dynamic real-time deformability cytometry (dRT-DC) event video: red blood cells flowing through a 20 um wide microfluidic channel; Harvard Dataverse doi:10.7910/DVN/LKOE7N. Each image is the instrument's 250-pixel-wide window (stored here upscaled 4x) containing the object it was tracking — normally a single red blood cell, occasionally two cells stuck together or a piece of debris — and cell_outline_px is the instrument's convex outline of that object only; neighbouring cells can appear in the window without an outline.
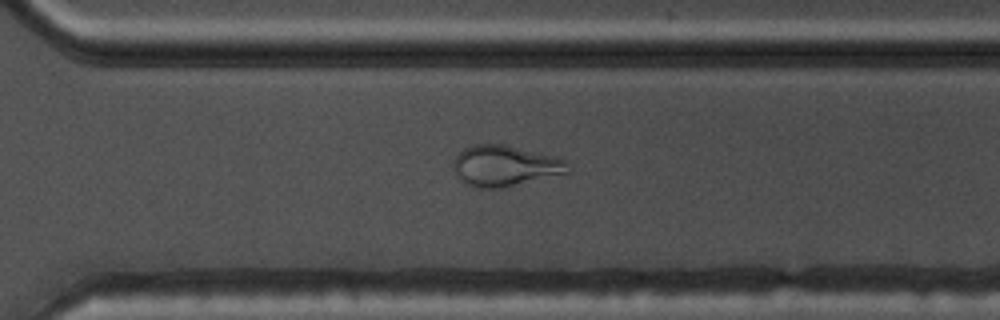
{"species": "common noctule bat (a hibernating species)", "species_latin": "Nyctalus noctula", "temperature_condition": "warm", "stored_images_in_passage": 54, "camera_frame_rate_fps": 3000, "um_per_image_px": 0.085, "animal": {"sex": "male", "body_mass_g": 17.5, "forearm_length_mm": 52.3}, "frame": {"image": 1, "passage_image": 38, "time_ms": 12.333, "image_size_px": [1000, 320], "cell_outline_px": [[572, 172], [500, 188], [480, 188], [464, 184], [456, 176], [452, 168], [452, 164], [456, 156], [464, 148], [472, 144], [504, 144], [568, 160], [572, 168]], "centroid_in_image_um": [42.92, 14.1], "position_along_channel_um": 327.7, "area_um2": 27.51}}
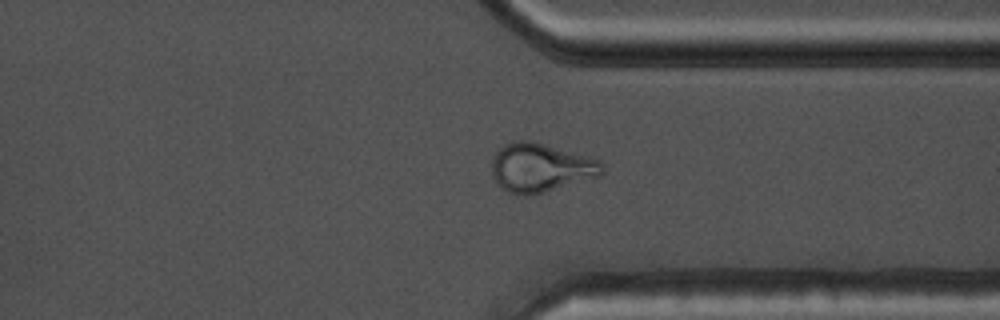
{"frame": {"image": 2, "passage_image": 41, "time_ms": 13.333, "image_size_px": [1000, 320], "cell_outline_px": [[604, 172], [600, 176], [544, 192], [528, 196], [524, 196], [508, 192], [492, 176], [492, 160], [496, 152], [504, 144], [516, 140], [528, 140], [588, 156], [600, 160], [604, 164]], "centroid_in_image_um": [45.97, 14.25], "position_along_channel_um": 365.4, "area_um2": 31.21}}
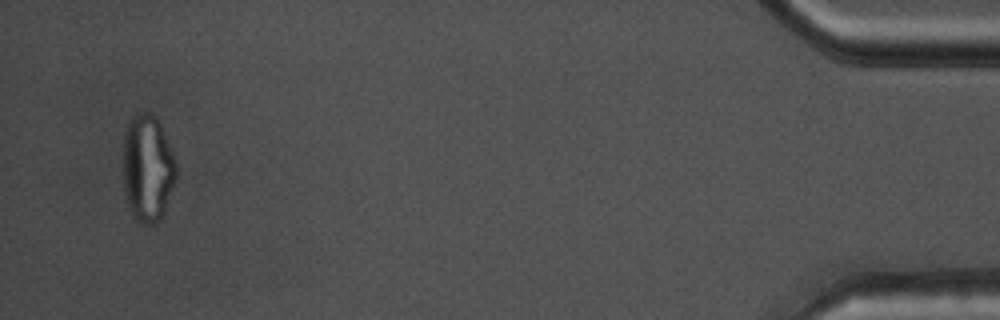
{"frame": {"image": 3, "passage_image": 52, "time_ms": 17.0, "image_size_px": [1000, 320], "cell_outline_px": [[176, 176], [160, 220], [152, 224], [140, 224], [132, 216], [128, 204], [124, 188], [124, 136], [128, 124], [132, 116], [136, 112], [152, 112], [160, 120], [176, 160]], "centroid_in_image_um": [12.55, 14.25], "position_along_channel_um": 422.7, "area_um2": 33.23}, "authors_computed_cell_mechanics": {"area_um2": 28.5243, "velocity_mm_per_s": 3.7793, "shape_relaxation_time_tau1_ms": null, "shape_relaxation_time_tau2_ms": 1.4009, "deformation_change_tau1": null, "deformation_change_tau2": 0.0875}}